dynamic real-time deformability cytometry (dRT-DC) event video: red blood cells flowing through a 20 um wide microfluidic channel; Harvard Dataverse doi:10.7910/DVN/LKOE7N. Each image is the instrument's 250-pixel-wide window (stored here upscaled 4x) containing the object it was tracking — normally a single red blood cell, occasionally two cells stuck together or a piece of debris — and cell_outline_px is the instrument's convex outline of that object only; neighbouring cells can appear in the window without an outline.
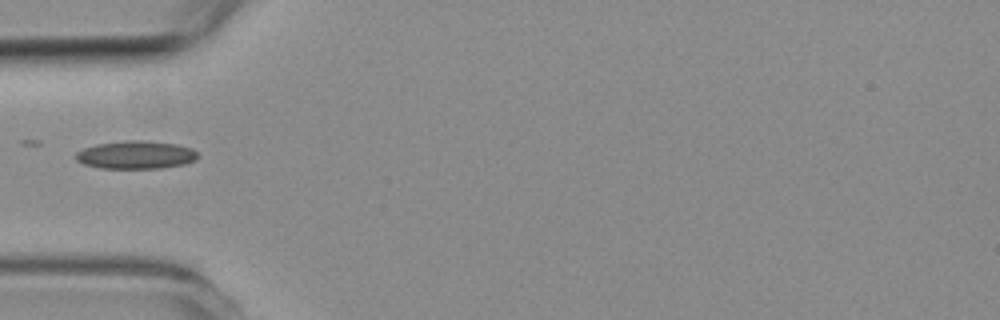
{"species": "common noctule bat (a hibernating species)", "species_latin": "Nyctalus noctula", "temperature_condition": "room temperature", "stored_images_in_passage": 1, "camera_frame_rate_fps": 3000, "um_per_image_px": 0.085, "animal": {"sex": "female", "body_mass_g": 19.3, "forearm_length_mm": 54.1}, "frame": {"image": 1, "passage_image": 1, "time_ms": 0.0, "image_size_px": [1000, 320], "cell_outline_px": [[200, 156], [196, 160], [184, 164], [160, 168], [100, 168], [84, 164], [76, 160], [76, 152], [84, 148], [96, 144], [124, 140], [144, 140], [176, 144], [192, 148]], "centroid_in_image_um": [11.56, 13.16], "position_along_channel_um": 73.4, "area_um2": 20.0}}